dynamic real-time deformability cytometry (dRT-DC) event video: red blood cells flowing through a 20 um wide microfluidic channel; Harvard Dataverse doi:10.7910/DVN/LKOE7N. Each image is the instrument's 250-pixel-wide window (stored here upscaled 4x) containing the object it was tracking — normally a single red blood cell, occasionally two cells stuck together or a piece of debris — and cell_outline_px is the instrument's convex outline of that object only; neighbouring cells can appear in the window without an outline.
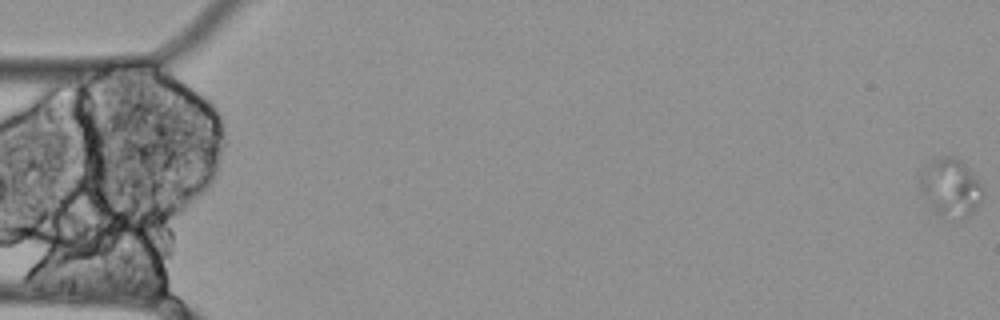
{"species": "Egyptian fruit bat (a non-hibernating species)", "species_latin": "Rousettus aegyptiacus", "temperature_condition": "cold", "stored_images_in_passage": 4, "camera_frame_rate_fps": 3000, "um_per_image_px": 0.085, "animal": {"sex": "female"}, "frame": {"image": 1, "passage_image": 1, "time_ms": 0.0, "image_size_px": [1000, 320], "cell_outline_px": [[984, 192], [976, 208], [968, 216], [948, 220], [940, 216], [920, 196], [920, 172], [932, 160], [940, 156], [952, 156], [960, 160], [972, 172], [980, 184]], "centroid_in_image_um": [80.75, 15.96], "position_along_channel_um": 4.2, "area_um2": 21.39}}